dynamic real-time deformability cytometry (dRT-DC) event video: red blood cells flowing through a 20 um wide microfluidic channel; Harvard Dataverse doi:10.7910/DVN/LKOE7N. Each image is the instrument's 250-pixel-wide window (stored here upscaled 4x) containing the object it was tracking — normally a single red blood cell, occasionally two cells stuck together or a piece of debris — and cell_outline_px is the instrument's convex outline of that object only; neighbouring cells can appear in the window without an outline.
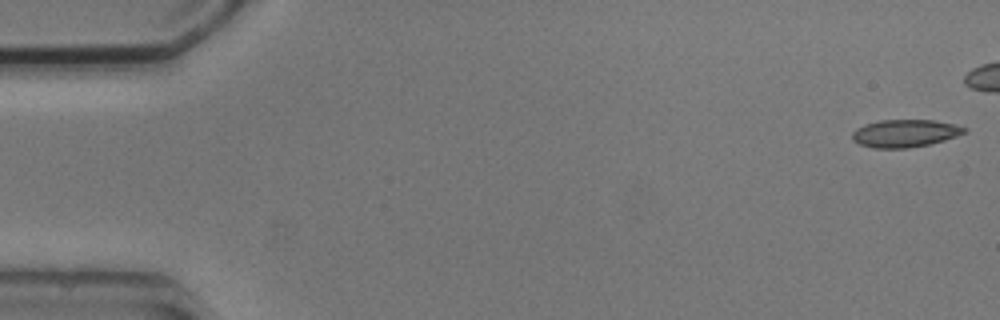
{"species": "common noctule bat (a hibernating species)", "species_latin": "Nyctalus noctula", "temperature_condition": "cold", "stored_images_in_passage": 6, "camera_frame_rate_fps": 3000, "um_per_image_px": 0.085, "animal": {"sex": "male", "body_mass_g": 20.5, "forearm_length_mm": 52.5}, "frame": {"image": 1, "passage_image": 1, "time_ms": 0.0, "image_size_px": [1000, 320], "cell_outline_px": [[968, 132], [944, 140], [928, 144], [908, 148], [872, 148], [860, 144], [852, 140], [852, 132], [856, 128], [864, 124], [880, 120], [932, 120], [952, 124], [968, 128]], "centroid_in_image_um": [76.9, 11.33], "position_along_channel_um": 8.1, "area_um2": 18.03}}
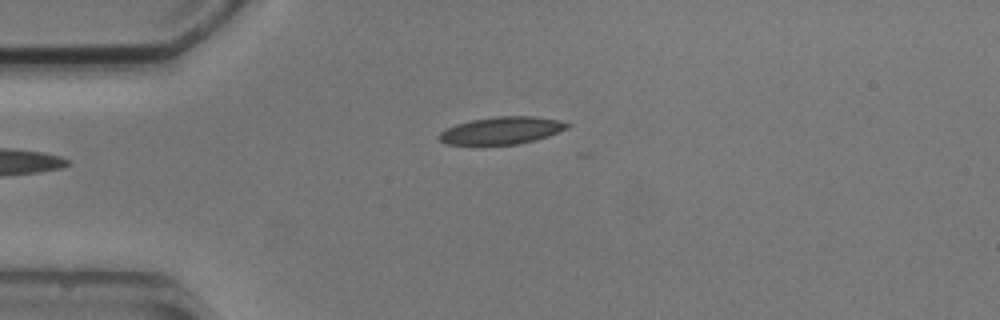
{"frame": {"image": 2, "passage_image": 6, "time_ms": 5.667, "image_size_px": [1000, 320], "cell_outline_px": [[572, 124], [568, 128], [548, 136], [536, 140], [520, 144], [444, 144], [436, 136], [444, 128], [456, 124], [472, 120], [496, 116], [536, 116], [556, 120]], "centroid_in_image_um": [42.62, 11.09], "position_along_channel_um": 42.4, "area_um2": 20.46}}